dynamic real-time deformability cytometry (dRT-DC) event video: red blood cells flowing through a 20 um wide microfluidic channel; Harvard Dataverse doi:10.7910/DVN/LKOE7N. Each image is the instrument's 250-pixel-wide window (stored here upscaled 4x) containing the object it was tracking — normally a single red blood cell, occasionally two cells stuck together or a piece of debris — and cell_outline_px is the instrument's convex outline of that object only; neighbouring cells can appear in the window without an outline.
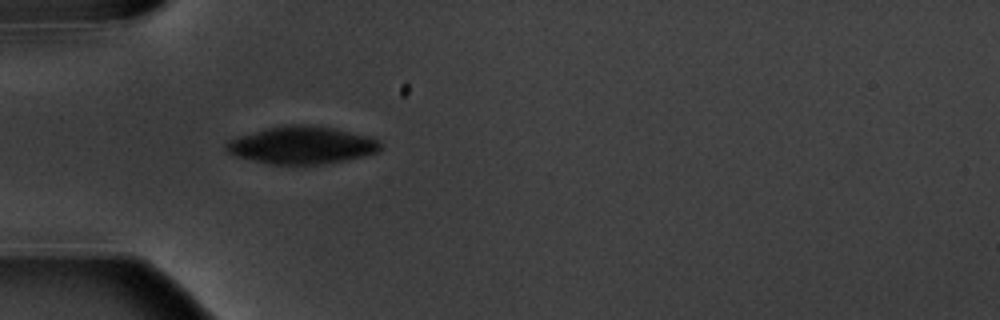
{"species": "common noctule bat (a hibernating species)", "species_latin": "Nyctalus noctula", "temperature_condition": "warm", "stored_images_in_passage": 5, "camera_frame_rate_fps": 3000, "um_per_image_px": 0.085, "animal": {"sex": "male", "body_mass_g": 20.1, "forearm_length_mm": 53.5}, "frame": {"image": 1, "passage_image": 5, "time_ms": 4.667, "image_size_px": [1000, 320], "cell_outline_px": [[380, 148], [376, 152], [364, 156], [324, 164], [268, 164], [236, 156], [228, 152], [224, 148], [224, 144], [228, 140], [240, 136], [268, 128], [300, 124], [308, 124], [336, 128], [372, 136], [380, 140]], "centroid_in_image_um": [25.69, 12.34], "position_along_channel_um": 59.3, "area_um2": 33.64}}